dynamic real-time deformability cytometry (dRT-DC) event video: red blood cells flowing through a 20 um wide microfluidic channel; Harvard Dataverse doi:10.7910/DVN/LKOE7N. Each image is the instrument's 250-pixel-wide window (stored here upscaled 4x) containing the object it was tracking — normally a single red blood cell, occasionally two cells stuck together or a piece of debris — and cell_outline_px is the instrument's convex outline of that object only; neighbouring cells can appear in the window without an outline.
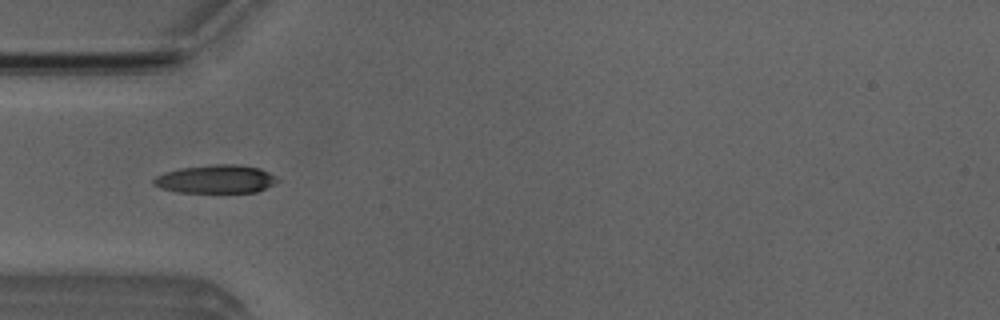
{"species": "Egyptian fruit bat (a non-hibernating species)", "species_latin": "Rousettus aegyptiacus", "temperature_condition": "room temperature", "stored_images_in_passage": 39, "camera_frame_rate_fps": 3000, "um_per_image_px": 0.085, "animal": {"sex": "male"}, "frame": {"image": 1, "passage_image": 2, "time_ms": 0.333, "image_size_px": [1000, 320], "cell_outline_px": [[280, 180], [256, 192], [176, 192], [160, 188], [152, 184], [152, 180], [156, 176], [164, 172], [180, 168], [212, 164], [240, 164], [260, 168], [276, 176]], "centroid_in_image_um": [18.32, 15.21], "position_along_channel_um": 66.7, "area_um2": 20.52}}
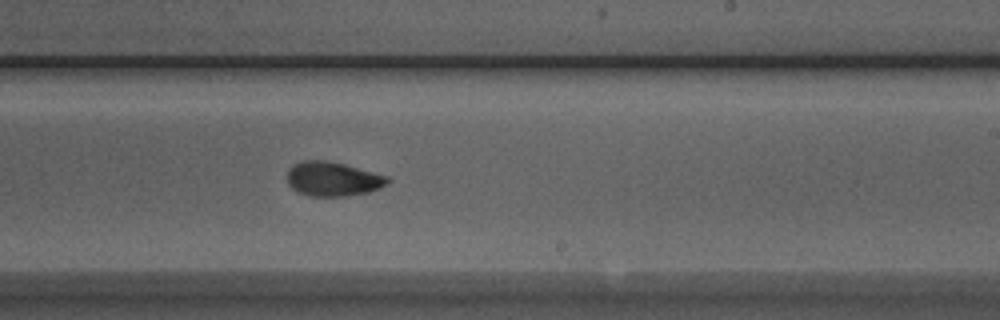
{"frame": {"image": 2, "passage_image": 17, "time_ms": 5.333, "image_size_px": [1000, 320], "cell_outline_px": [[392, 180], [388, 184], [380, 188], [368, 192], [344, 196], [308, 196], [292, 188], [288, 184], [288, 172], [292, 164], [304, 160], [324, 160], [344, 164], [388, 176]], "centroid_in_image_um": [28.31, 15.21], "position_along_channel_um": 260.7, "area_um2": 20.06}}
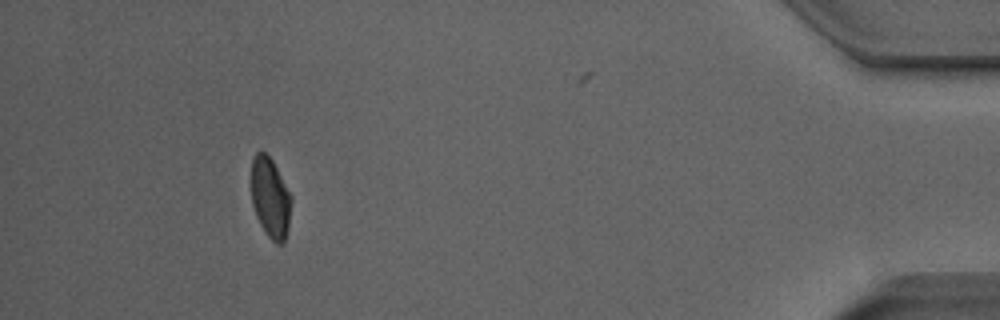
{"frame": {"image": 3, "passage_image": 34, "time_ms": 11.0, "image_size_px": [1000, 320], "cell_outline_px": [[292, 200], [288, 228], [284, 244], [276, 244], [264, 232], [256, 216], [252, 204], [252, 156], [256, 152], [264, 152], [272, 160], [292, 196]], "centroid_in_image_um": [22.99, 16.84], "position_along_channel_um": 412.2, "area_um2": 18.79}, "authors_computed_cell_mechanics": {"area_um2": 20.0566, "velocity_mm_per_s": 3.8761, "shape_relaxation_time_tau1_ms": 3.365, "shape_relaxation_time_tau2_ms": 1.9575, "deformation_change_tau1": 0.1252, "deformation_change_tau2": 0.0648}}